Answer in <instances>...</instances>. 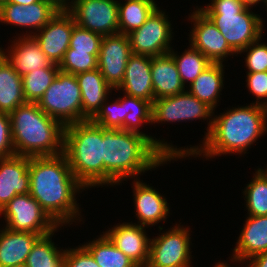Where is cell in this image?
<instances>
[{
	"instance_id": "obj_1",
	"label": "cell",
	"mask_w": 267,
	"mask_h": 267,
	"mask_svg": "<svg viewBox=\"0 0 267 267\" xmlns=\"http://www.w3.org/2000/svg\"><path fill=\"white\" fill-rule=\"evenodd\" d=\"M29 174V194L59 226L82 221L76 195L86 188L74 176L63 153L29 157Z\"/></svg>"
},
{
	"instance_id": "obj_2",
	"label": "cell",
	"mask_w": 267,
	"mask_h": 267,
	"mask_svg": "<svg viewBox=\"0 0 267 267\" xmlns=\"http://www.w3.org/2000/svg\"><path fill=\"white\" fill-rule=\"evenodd\" d=\"M267 132V108L250 103L247 106L227 109L220 115H213L209 134L199 146L180 148V158H215L222 154L247 153L256 140Z\"/></svg>"
},
{
	"instance_id": "obj_3",
	"label": "cell",
	"mask_w": 267,
	"mask_h": 267,
	"mask_svg": "<svg viewBox=\"0 0 267 267\" xmlns=\"http://www.w3.org/2000/svg\"><path fill=\"white\" fill-rule=\"evenodd\" d=\"M177 159L182 158L168 159L144 135L103 128V165L107 186L120 185L128 178L138 179L137 176L144 172L156 170Z\"/></svg>"
},
{
	"instance_id": "obj_4",
	"label": "cell",
	"mask_w": 267,
	"mask_h": 267,
	"mask_svg": "<svg viewBox=\"0 0 267 267\" xmlns=\"http://www.w3.org/2000/svg\"><path fill=\"white\" fill-rule=\"evenodd\" d=\"M9 116L15 155L43 157L63 153L65 127L37 103L19 105Z\"/></svg>"
},
{
	"instance_id": "obj_5",
	"label": "cell",
	"mask_w": 267,
	"mask_h": 267,
	"mask_svg": "<svg viewBox=\"0 0 267 267\" xmlns=\"http://www.w3.org/2000/svg\"><path fill=\"white\" fill-rule=\"evenodd\" d=\"M63 154L86 189L105 186L102 126L90 119L65 126Z\"/></svg>"
},
{
	"instance_id": "obj_6",
	"label": "cell",
	"mask_w": 267,
	"mask_h": 267,
	"mask_svg": "<svg viewBox=\"0 0 267 267\" xmlns=\"http://www.w3.org/2000/svg\"><path fill=\"white\" fill-rule=\"evenodd\" d=\"M199 9L223 34L235 56L263 36V18L239 0H211V3Z\"/></svg>"
},
{
	"instance_id": "obj_7",
	"label": "cell",
	"mask_w": 267,
	"mask_h": 267,
	"mask_svg": "<svg viewBox=\"0 0 267 267\" xmlns=\"http://www.w3.org/2000/svg\"><path fill=\"white\" fill-rule=\"evenodd\" d=\"M37 104L48 116L59 121L64 127L82 121L81 91L73 74L59 70Z\"/></svg>"
},
{
	"instance_id": "obj_8",
	"label": "cell",
	"mask_w": 267,
	"mask_h": 267,
	"mask_svg": "<svg viewBox=\"0 0 267 267\" xmlns=\"http://www.w3.org/2000/svg\"><path fill=\"white\" fill-rule=\"evenodd\" d=\"M190 228L176 224L155 238H150L146 267H192Z\"/></svg>"
},
{
	"instance_id": "obj_9",
	"label": "cell",
	"mask_w": 267,
	"mask_h": 267,
	"mask_svg": "<svg viewBox=\"0 0 267 267\" xmlns=\"http://www.w3.org/2000/svg\"><path fill=\"white\" fill-rule=\"evenodd\" d=\"M214 112L212 107L185 90L173 96L155 99L152 103V123L209 120L204 140L211 130Z\"/></svg>"
},
{
	"instance_id": "obj_10",
	"label": "cell",
	"mask_w": 267,
	"mask_h": 267,
	"mask_svg": "<svg viewBox=\"0 0 267 267\" xmlns=\"http://www.w3.org/2000/svg\"><path fill=\"white\" fill-rule=\"evenodd\" d=\"M6 228L44 236L59 226L29 194L16 195L1 211Z\"/></svg>"
},
{
	"instance_id": "obj_11",
	"label": "cell",
	"mask_w": 267,
	"mask_h": 267,
	"mask_svg": "<svg viewBox=\"0 0 267 267\" xmlns=\"http://www.w3.org/2000/svg\"><path fill=\"white\" fill-rule=\"evenodd\" d=\"M165 12L158 7L144 24L127 34L132 54L155 57L173 48V27Z\"/></svg>"
},
{
	"instance_id": "obj_12",
	"label": "cell",
	"mask_w": 267,
	"mask_h": 267,
	"mask_svg": "<svg viewBox=\"0 0 267 267\" xmlns=\"http://www.w3.org/2000/svg\"><path fill=\"white\" fill-rule=\"evenodd\" d=\"M75 24L102 36L119 33L118 0H68Z\"/></svg>"
},
{
	"instance_id": "obj_13",
	"label": "cell",
	"mask_w": 267,
	"mask_h": 267,
	"mask_svg": "<svg viewBox=\"0 0 267 267\" xmlns=\"http://www.w3.org/2000/svg\"><path fill=\"white\" fill-rule=\"evenodd\" d=\"M193 22L189 44L199 50L212 63H223L228 56L236 53L229 47L225 37L214 23L199 9H193L188 21Z\"/></svg>"
},
{
	"instance_id": "obj_14",
	"label": "cell",
	"mask_w": 267,
	"mask_h": 267,
	"mask_svg": "<svg viewBox=\"0 0 267 267\" xmlns=\"http://www.w3.org/2000/svg\"><path fill=\"white\" fill-rule=\"evenodd\" d=\"M132 55L129 38L123 33L102 37L98 69L105 81L116 91L123 81L127 62Z\"/></svg>"
},
{
	"instance_id": "obj_15",
	"label": "cell",
	"mask_w": 267,
	"mask_h": 267,
	"mask_svg": "<svg viewBox=\"0 0 267 267\" xmlns=\"http://www.w3.org/2000/svg\"><path fill=\"white\" fill-rule=\"evenodd\" d=\"M75 25L74 18L66 9L59 10L42 29L32 35L52 63L59 65L62 61L69 49Z\"/></svg>"
},
{
	"instance_id": "obj_16",
	"label": "cell",
	"mask_w": 267,
	"mask_h": 267,
	"mask_svg": "<svg viewBox=\"0 0 267 267\" xmlns=\"http://www.w3.org/2000/svg\"><path fill=\"white\" fill-rule=\"evenodd\" d=\"M59 10L55 4L45 0H38L25 6L4 3L0 6V23L10 24L11 27L33 29L30 32L26 30L24 34V36H32L42 29Z\"/></svg>"
},
{
	"instance_id": "obj_17",
	"label": "cell",
	"mask_w": 267,
	"mask_h": 267,
	"mask_svg": "<svg viewBox=\"0 0 267 267\" xmlns=\"http://www.w3.org/2000/svg\"><path fill=\"white\" fill-rule=\"evenodd\" d=\"M146 228L136 223L123 222L102 232L138 267H146L149 259L150 238Z\"/></svg>"
},
{
	"instance_id": "obj_18",
	"label": "cell",
	"mask_w": 267,
	"mask_h": 267,
	"mask_svg": "<svg viewBox=\"0 0 267 267\" xmlns=\"http://www.w3.org/2000/svg\"><path fill=\"white\" fill-rule=\"evenodd\" d=\"M30 191L29 157L0 158V211L16 196Z\"/></svg>"
},
{
	"instance_id": "obj_19",
	"label": "cell",
	"mask_w": 267,
	"mask_h": 267,
	"mask_svg": "<svg viewBox=\"0 0 267 267\" xmlns=\"http://www.w3.org/2000/svg\"><path fill=\"white\" fill-rule=\"evenodd\" d=\"M132 183L137 224L148 228L165 222L170 214L167 198L149 184L141 182L140 178L134 179Z\"/></svg>"
},
{
	"instance_id": "obj_20",
	"label": "cell",
	"mask_w": 267,
	"mask_h": 267,
	"mask_svg": "<svg viewBox=\"0 0 267 267\" xmlns=\"http://www.w3.org/2000/svg\"><path fill=\"white\" fill-rule=\"evenodd\" d=\"M5 50L2 49V46L0 47V53L21 77L33 70L47 68L53 64L33 36H20L19 34L17 38L15 36L10 47L8 46V49Z\"/></svg>"
},
{
	"instance_id": "obj_21",
	"label": "cell",
	"mask_w": 267,
	"mask_h": 267,
	"mask_svg": "<svg viewBox=\"0 0 267 267\" xmlns=\"http://www.w3.org/2000/svg\"><path fill=\"white\" fill-rule=\"evenodd\" d=\"M116 90L153 103L155 96L151 77V57L132 54L127 62L123 81Z\"/></svg>"
},
{
	"instance_id": "obj_22",
	"label": "cell",
	"mask_w": 267,
	"mask_h": 267,
	"mask_svg": "<svg viewBox=\"0 0 267 267\" xmlns=\"http://www.w3.org/2000/svg\"><path fill=\"white\" fill-rule=\"evenodd\" d=\"M125 131L146 136L168 159L180 158V149L140 131L144 124H152V102L125 94Z\"/></svg>"
},
{
	"instance_id": "obj_23",
	"label": "cell",
	"mask_w": 267,
	"mask_h": 267,
	"mask_svg": "<svg viewBox=\"0 0 267 267\" xmlns=\"http://www.w3.org/2000/svg\"><path fill=\"white\" fill-rule=\"evenodd\" d=\"M243 225L230 259L233 263L267 252V215H248Z\"/></svg>"
},
{
	"instance_id": "obj_24",
	"label": "cell",
	"mask_w": 267,
	"mask_h": 267,
	"mask_svg": "<svg viewBox=\"0 0 267 267\" xmlns=\"http://www.w3.org/2000/svg\"><path fill=\"white\" fill-rule=\"evenodd\" d=\"M76 76L82 97V121L91 119L114 90L98 68Z\"/></svg>"
},
{
	"instance_id": "obj_25",
	"label": "cell",
	"mask_w": 267,
	"mask_h": 267,
	"mask_svg": "<svg viewBox=\"0 0 267 267\" xmlns=\"http://www.w3.org/2000/svg\"><path fill=\"white\" fill-rule=\"evenodd\" d=\"M151 77L155 99L173 96L187 89L170 53L151 57Z\"/></svg>"
},
{
	"instance_id": "obj_26",
	"label": "cell",
	"mask_w": 267,
	"mask_h": 267,
	"mask_svg": "<svg viewBox=\"0 0 267 267\" xmlns=\"http://www.w3.org/2000/svg\"><path fill=\"white\" fill-rule=\"evenodd\" d=\"M39 234L0 229V267H11L26 262Z\"/></svg>"
},
{
	"instance_id": "obj_27",
	"label": "cell",
	"mask_w": 267,
	"mask_h": 267,
	"mask_svg": "<svg viewBox=\"0 0 267 267\" xmlns=\"http://www.w3.org/2000/svg\"><path fill=\"white\" fill-rule=\"evenodd\" d=\"M223 63H212L190 84L187 89L193 96L205 102L214 110L218 106L219 98L224 88Z\"/></svg>"
},
{
	"instance_id": "obj_28",
	"label": "cell",
	"mask_w": 267,
	"mask_h": 267,
	"mask_svg": "<svg viewBox=\"0 0 267 267\" xmlns=\"http://www.w3.org/2000/svg\"><path fill=\"white\" fill-rule=\"evenodd\" d=\"M24 103L22 77L0 53V113L10 114Z\"/></svg>"
},
{
	"instance_id": "obj_29",
	"label": "cell",
	"mask_w": 267,
	"mask_h": 267,
	"mask_svg": "<svg viewBox=\"0 0 267 267\" xmlns=\"http://www.w3.org/2000/svg\"><path fill=\"white\" fill-rule=\"evenodd\" d=\"M125 2V3H124ZM118 1L119 33L125 35L138 29L158 8L155 0Z\"/></svg>"
},
{
	"instance_id": "obj_30",
	"label": "cell",
	"mask_w": 267,
	"mask_h": 267,
	"mask_svg": "<svg viewBox=\"0 0 267 267\" xmlns=\"http://www.w3.org/2000/svg\"><path fill=\"white\" fill-rule=\"evenodd\" d=\"M57 230L37 239L25 262L28 267H65L66 249H60L52 240Z\"/></svg>"
},
{
	"instance_id": "obj_31",
	"label": "cell",
	"mask_w": 267,
	"mask_h": 267,
	"mask_svg": "<svg viewBox=\"0 0 267 267\" xmlns=\"http://www.w3.org/2000/svg\"><path fill=\"white\" fill-rule=\"evenodd\" d=\"M95 239L82 246L92 255L100 267H138L104 233Z\"/></svg>"
},
{
	"instance_id": "obj_32",
	"label": "cell",
	"mask_w": 267,
	"mask_h": 267,
	"mask_svg": "<svg viewBox=\"0 0 267 267\" xmlns=\"http://www.w3.org/2000/svg\"><path fill=\"white\" fill-rule=\"evenodd\" d=\"M253 174L251 182L242 192L245 195L247 214L265 216L267 215V168H258Z\"/></svg>"
},
{
	"instance_id": "obj_33",
	"label": "cell",
	"mask_w": 267,
	"mask_h": 267,
	"mask_svg": "<svg viewBox=\"0 0 267 267\" xmlns=\"http://www.w3.org/2000/svg\"><path fill=\"white\" fill-rule=\"evenodd\" d=\"M188 49L178 55L174 50H170L169 53L172 55L177 70L180 74L181 81L185 87V84L189 85L204 71L209 67L212 62L204 56L199 50L194 48L191 44Z\"/></svg>"
},
{
	"instance_id": "obj_34",
	"label": "cell",
	"mask_w": 267,
	"mask_h": 267,
	"mask_svg": "<svg viewBox=\"0 0 267 267\" xmlns=\"http://www.w3.org/2000/svg\"><path fill=\"white\" fill-rule=\"evenodd\" d=\"M57 64L47 68L33 70L22 77L23 95L26 102L38 103L46 89L51 85L59 72Z\"/></svg>"
},
{
	"instance_id": "obj_35",
	"label": "cell",
	"mask_w": 267,
	"mask_h": 267,
	"mask_svg": "<svg viewBox=\"0 0 267 267\" xmlns=\"http://www.w3.org/2000/svg\"><path fill=\"white\" fill-rule=\"evenodd\" d=\"M127 114L125 110V94L123 93V97L119 96L113 103L108 102L107 98L90 120L105 129L125 130V117Z\"/></svg>"
},
{
	"instance_id": "obj_36",
	"label": "cell",
	"mask_w": 267,
	"mask_h": 267,
	"mask_svg": "<svg viewBox=\"0 0 267 267\" xmlns=\"http://www.w3.org/2000/svg\"><path fill=\"white\" fill-rule=\"evenodd\" d=\"M99 54L68 49L58 67L60 71L77 75L98 68Z\"/></svg>"
},
{
	"instance_id": "obj_37",
	"label": "cell",
	"mask_w": 267,
	"mask_h": 267,
	"mask_svg": "<svg viewBox=\"0 0 267 267\" xmlns=\"http://www.w3.org/2000/svg\"><path fill=\"white\" fill-rule=\"evenodd\" d=\"M102 37L99 33L75 25L71 34L69 49L99 54Z\"/></svg>"
},
{
	"instance_id": "obj_38",
	"label": "cell",
	"mask_w": 267,
	"mask_h": 267,
	"mask_svg": "<svg viewBox=\"0 0 267 267\" xmlns=\"http://www.w3.org/2000/svg\"><path fill=\"white\" fill-rule=\"evenodd\" d=\"M261 38L252 42L247 48H244L238 54H246L245 67L247 73L267 71V44L261 43Z\"/></svg>"
},
{
	"instance_id": "obj_39",
	"label": "cell",
	"mask_w": 267,
	"mask_h": 267,
	"mask_svg": "<svg viewBox=\"0 0 267 267\" xmlns=\"http://www.w3.org/2000/svg\"><path fill=\"white\" fill-rule=\"evenodd\" d=\"M246 77L248 91L256 96L253 104L267 108V71L247 73Z\"/></svg>"
},
{
	"instance_id": "obj_40",
	"label": "cell",
	"mask_w": 267,
	"mask_h": 267,
	"mask_svg": "<svg viewBox=\"0 0 267 267\" xmlns=\"http://www.w3.org/2000/svg\"><path fill=\"white\" fill-rule=\"evenodd\" d=\"M68 248H66L65 254V267H100L82 245Z\"/></svg>"
},
{
	"instance_id": "obj_41",
	"label": "cell",
	"mask_w": 267,
	"mask_h": 267,
	"mask_svg": "<svg viewBox=\"0 0 267 267\" xmlns=\"http://www.w3.org/2000/svg\"><path fill=\"white\" fill-rule=\"evenodd\" d=\"M15 155L9 114L0 113V158Z\"/></svg>"
},
{
	"instance_id": "obj_42",
	"label": "cell",
	"mask_w": 267,
	"mask_h": 267,
	"mask_svg": "<svg viewBox=\"0 0 267 267\" xmlns=\"http://www.w3.org/2000/svg\"><path fill=\"white\" fill-rule=\"evenodd\" d=\"M246 261L248 263L246 267H267V252L245 259L242 263L245 264Z\"/></svg>"
},
{
	"instance_id": "obj_43",
	"label": "cell",
	"mask_w": 267,
	"mask_h": 267,
	"mask_svg": "<svg viewBox=\"0 0 267 267\" xmlns=\"http://www.w3.org/2000/svg\"><path fill=\"white\" fill-rule=\"evenodd\" d=\"M55 4L60 10H64L67 7L68 0H45Z\"/></svg>"
},
{
	"instance_id": "obj_44",
	"label": "cell",
	"mask_w": 267,
	"mask_h": 267,
	"mask_svg": "<svg viewBox=\"0 0 267 267\" xmlns=\"http://www.w3.org/2000/svg\"><path fill=\"white\" fill-rule=\"evenodd\" d=\"M246 8H252L256 6V4H259L260 2H263L262 0H239Z\"/></svg>"
},
{
	"instance_id": "obj_45",
	"label": "cell",
	"mask_w": 267,
	"mask_h": 267,
	"mask_svg": "<svg viewBox=\"0 0 267 267\" xmlns=\"http://www.w3.org/2000/svg\"><path fill=\"white\" fill-rule=\"evenodd\" d=\"M37 1L38 0H7L6 3H15V4H18V5L25 6V5H30L32 3H35Z\"/></svg>"
},
{
	"instance_id": "obj_46",
	"label": "cell",
	"mask_w": 267,
	"mask_h": 267,
	"mask_svg": "<svg viewBox=\"0 0 267 267\" xmlns=\"http://www.w3.org/2000/svg\"><path fill=\"white\" fill-rule=\"evenodd\" d=\"M230 264H227V262L226 263H224V262H218V263H216L215 264V266L214 267H231V266H229Z\"/></svg>"
},
{
	"instance_id": "obj_47",
	"label": "cell",
	"mask_w": 267,
	"mask_h": 267,
	"mask_svg": "<svg viewBox=\"0 0 267 267\" xmlns=\"http://www.w3.org/2000/svg\"><path fill=\"white\" fill-rule=\"evenodd\" d=\"M11 267H28V266L24 263V264H20V265H16V266H11Z\"/></svg>"
},
{
	"instance_id": "obj_48",
	"label": "cell",
	"mask_w": 267,
	"mask_h": 267,
	"mask_svg": "<svg viewBox=\"0 0 267 267\" xmlns=\"http://www.w3.org/2000/svg\"><path fill=\"white\" fill-rule=\"evenodd\" d=\"M6 2H7V0H0V6H1L2 4L6 3Z\"/></svg>"
},
{
	"instance_id": "obj_49",
	"label": "cell",
	"mask_w": 267,
	"mask_h": 267,
	"mask_svg": "<svg viewBox=\"0 0 267 267\" xmlns=\"http://www.w3.org/2000/svg\"><path fill=\"white\" fill-rule=\"evenodd\" d=\"M263 1V3L266 5V7H267V0H262Z\"/></svg>"
}]
</instances>
